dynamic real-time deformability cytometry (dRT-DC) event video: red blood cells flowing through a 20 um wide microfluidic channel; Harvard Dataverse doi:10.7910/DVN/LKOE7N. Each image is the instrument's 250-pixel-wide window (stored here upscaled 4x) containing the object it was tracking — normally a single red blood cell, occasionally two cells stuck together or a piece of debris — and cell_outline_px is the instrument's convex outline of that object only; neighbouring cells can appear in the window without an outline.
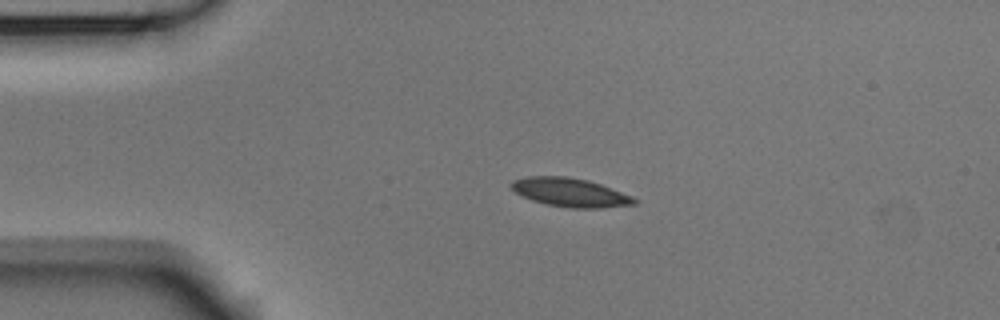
{"species": "Egyptian fruit bat (a non-hibernating species)", "species_latin": "Rousettus aegyptiacus", "temperature_condition": "room temperature", "stored_images_in_passage": 5, "camera_frame_rate_fps": 3000, "um_per_image_px": 0.085, "animal": {"sex": "male"}, "frame": {"image": 1, "passage_image": 4, "time_ms": 1.0, "image_size_px": [1000, 320], "cell_outline_px": [[640, 200], [636, 204], [600, 208], [568, 208], [548, 204], [532, 200], [516, 192], [508, 184], [512, 180], [528, 176], [568, 176], [588, 180], [600, 184], [632, 196]], "centroid_in_image_um": [48.48, 16.35], "position_along_channel_um": 36.5, "area_um2": 20.58}}